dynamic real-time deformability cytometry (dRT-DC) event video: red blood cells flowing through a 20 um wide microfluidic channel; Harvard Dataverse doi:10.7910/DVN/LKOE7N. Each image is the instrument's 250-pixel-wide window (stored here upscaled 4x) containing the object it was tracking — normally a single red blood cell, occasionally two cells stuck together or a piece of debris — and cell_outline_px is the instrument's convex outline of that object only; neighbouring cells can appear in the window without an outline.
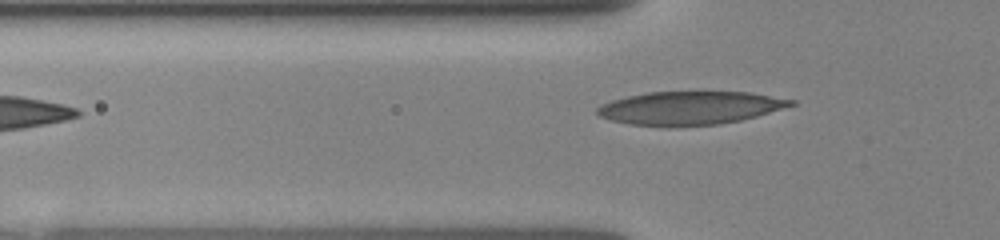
{"species": "human", "species_latin": "Homo sapiens", "temperature_condition": "room temperature", "stored_images_in_passage": 11, "camera_frame_rate_fps": 3000, "um_per_image_px": 0.085, "donor": {"sex": "female"}, "frame": {"image": 1, "passage_image": 11, "time_ms": 4.667, "image_size_px": [1000, 240], "cell_outline_px": [[796, 104], [756, 116], [740, 120], [720, 124], [628, 124], [612, 120], [600, 116], [596, 112], [596, 108], [600, 104], [612, 100], [628, 96], [648, 92], [748, 92], [796, 100]], "centroid_in_image_um": [58.66, 9.14], "position_along_channel_um": 67.1, "area_um2": 36.53}}